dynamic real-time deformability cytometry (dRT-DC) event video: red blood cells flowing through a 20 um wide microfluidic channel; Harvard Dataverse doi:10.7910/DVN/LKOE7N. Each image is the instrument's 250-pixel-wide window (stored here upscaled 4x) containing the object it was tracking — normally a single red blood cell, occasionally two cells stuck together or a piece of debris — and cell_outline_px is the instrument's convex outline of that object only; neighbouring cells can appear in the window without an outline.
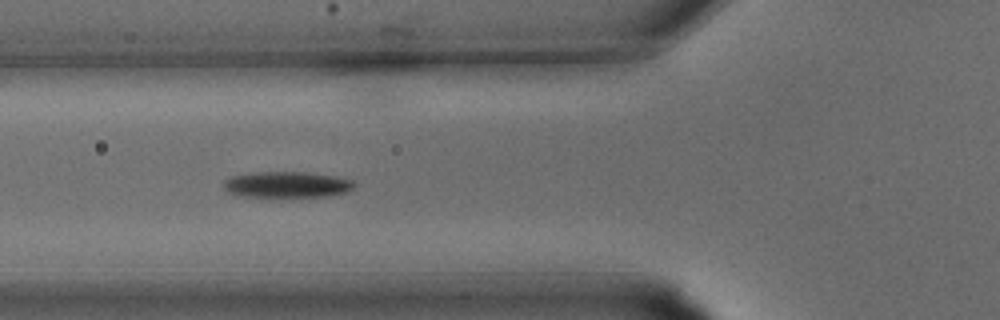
{"species": "common noctule bat (a hibernating species)", "species_latin": "Nyctalus noctula", "temperature_condition": "warm", "stored_images_in_passage": 34, "segment_of_instrument_passage": [2, 2], "camera_frame_rate_fps": 3000, "um_per_image_px": 0.085, "animal": {"sex": "male", "body_mass_g": 15.6}, "frame": {"image": 1, "passage_image": 12, "time_ms": 3.667, "image_size_px": [1000, 320], "cell_outline_px": [[356, 184], [352, 188], [344, 192], [324, 196], [240, 196], [228, 192], [224, 188], [224, 180], [232, 176], [252, 172], [308, 172], [336, 176], [352, 180]], "centroid_in_image_um": [24.36, 15.67], "position_along_channel_um": 101.4, "area_um2": 19.59}}
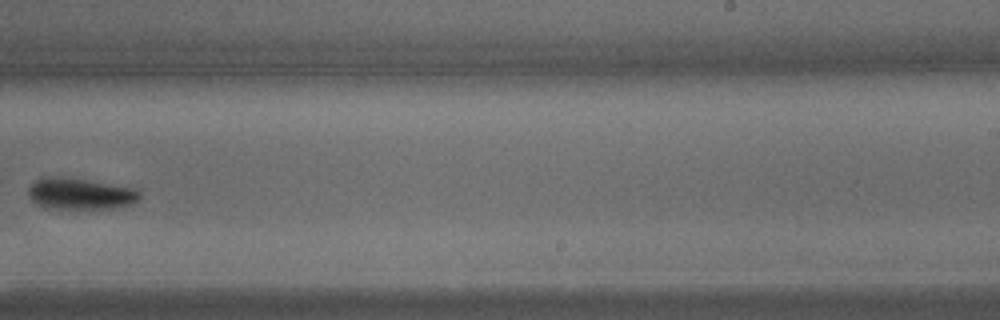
{"frame": {"image": 2, "passage_image": 21, "time_ms": 6.667, "image_size_px": [1000, 320], "cell_outline_px": [[140, 196], [132, 204], [120, 208], [44, 208], [32, 200], [28, 196], [28, 188], [36, 180], [44, 176], [60, 176], [88, 180], [136, 188], [140, 192]], "centroid_in_image_um": [6.81, 16.46], "position_along_channel_um": 282.2, "area_um2": 20.46}}
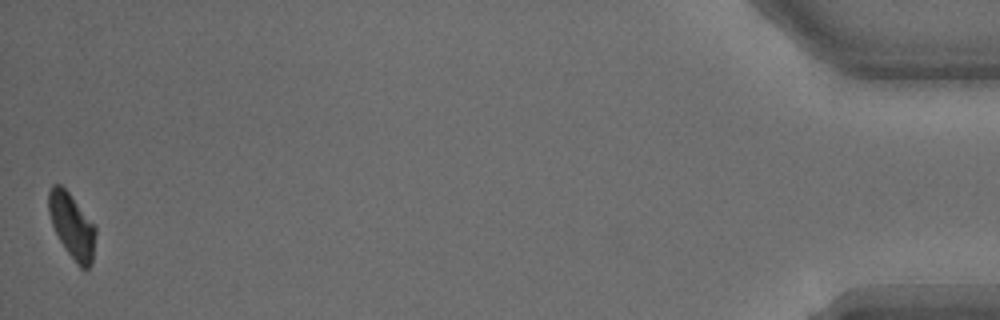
{"frame": {"image": 3, "passage_image": 33, "time_ms": 10.667, "image_size_px": [1000, 320], "cell_outline_px": [[96, 232], [92, 264], [88, 268], [80, 268], [68, 252], [60, 240], [52, 224], [48, 212], [48, 192], [52, 184], [60, 184], [68, 192], [96, 228]], "centroid_in_image_um": [6.1, 19.2], "position_along_channel_um": 429.1, "area_um2": 17.4}}